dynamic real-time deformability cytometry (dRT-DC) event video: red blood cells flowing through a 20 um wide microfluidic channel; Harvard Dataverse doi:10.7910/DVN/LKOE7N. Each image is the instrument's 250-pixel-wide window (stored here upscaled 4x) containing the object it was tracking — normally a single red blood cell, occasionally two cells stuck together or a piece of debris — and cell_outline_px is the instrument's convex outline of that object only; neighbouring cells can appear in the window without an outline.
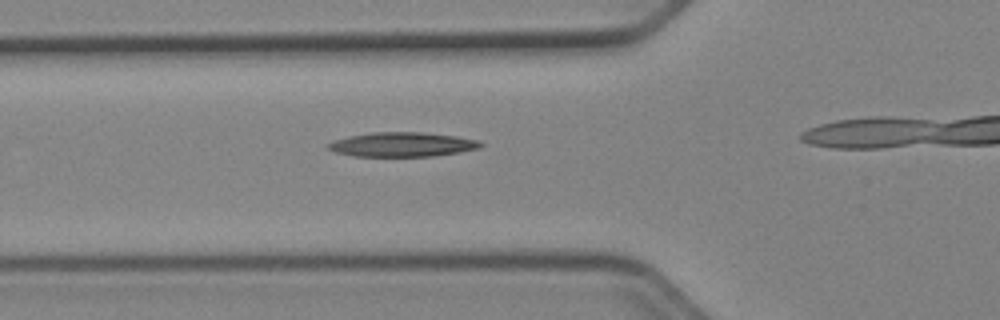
{"species": "Egyptian fruit bat (a non-hibernating species)", "species_latin": "Rousettus aegyptiacus", "temperature_condition": "cold", "stored_images_in_passage": 11, "camera_frame_rate_fps": 3000, "um_per_image_px": 0.085, "animal": {"sex": "female"}, "frame": {"image": 1, "passage_image": 10, "time_ms": 3.0, "image_size_px": [1000, 320], "cell_outline_px": [[484, 144], [480, 148], [460, 152], [432, 156], [352, 156], [336, 152], [324, 148], [324, 144], [348, 136], [372, 132], [420, 132], [456, 136], [480, 140]], "centroid_in_image_um": [34.17, 12.28], "position_along_channel_um": 91.6, "area_um2": 21.85}}